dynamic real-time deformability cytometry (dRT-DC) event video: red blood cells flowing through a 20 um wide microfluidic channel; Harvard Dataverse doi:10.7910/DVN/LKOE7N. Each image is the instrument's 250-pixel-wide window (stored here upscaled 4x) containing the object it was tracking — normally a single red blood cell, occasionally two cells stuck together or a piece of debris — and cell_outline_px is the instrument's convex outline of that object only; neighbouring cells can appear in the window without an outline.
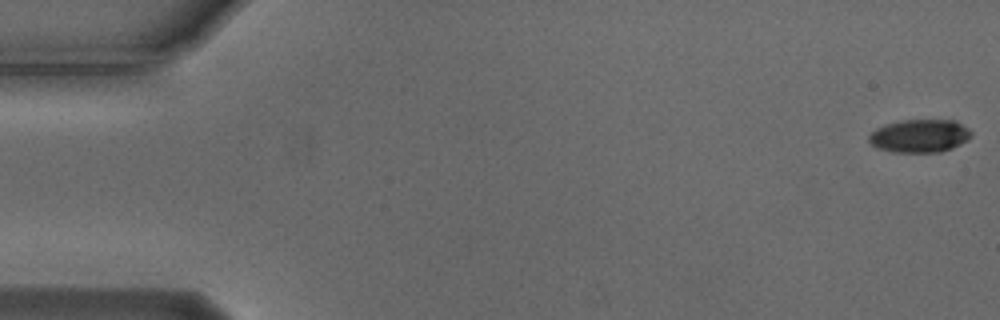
{"species": "Egyptian fruit bat (a non-hibernating species)", "species_latin": "Rousettus aegyptiacus", "temperature_condition": "cold", "stored_images_in_passage": 15, "camera_frame_rate_fps": 3000, "um_per_image_px": 0.085, "animal": {"sex": "male"}, "frame": {"image": 1, "passage_image": 1, "time_ms": 0.0, "image_size_px": [1000, 320], "cell_outline_px": [[972, 136], [968, 140], [952, 148], [940, 152], [892, 152], [880, 148], [872, 144], [868, 140], [868, 136], [876, 128], [900, 120], [956, 120], [968, 128], [972, 132]], "centroid_in_image_um": [78.21, 11.55], "position_along_channel_um": 6.8, "area_um2": 19.71}}
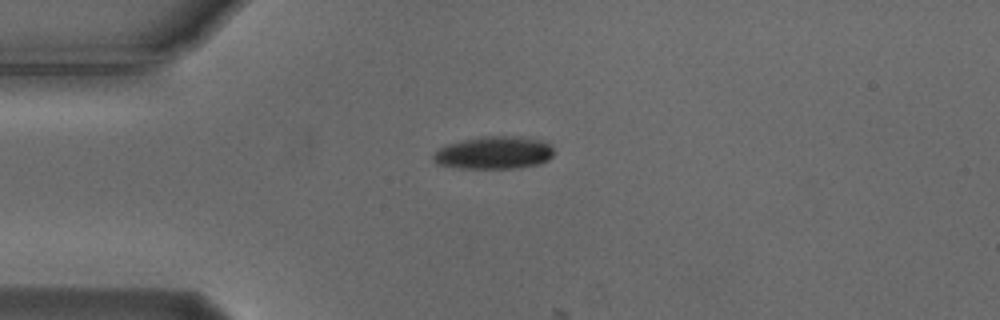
{"frame": {"image": 2, "passage_image": 14, "time_ms": 4.333, "image_size_px": [1000, 320], "cell_outline_px": [[552, 156], [548, 160], [540, 164], [516, 168], [460, 168], [436, 164], [432, 160], [432, 156], [440, 148], [448, 144], [480, 136], [512, 136], [540, 140], [548, 144], [552, 148]], "centroid_in_image_um": [41.96, 12.99], "position_along_channel_um": 43.0, "area_um2": 22.77}}